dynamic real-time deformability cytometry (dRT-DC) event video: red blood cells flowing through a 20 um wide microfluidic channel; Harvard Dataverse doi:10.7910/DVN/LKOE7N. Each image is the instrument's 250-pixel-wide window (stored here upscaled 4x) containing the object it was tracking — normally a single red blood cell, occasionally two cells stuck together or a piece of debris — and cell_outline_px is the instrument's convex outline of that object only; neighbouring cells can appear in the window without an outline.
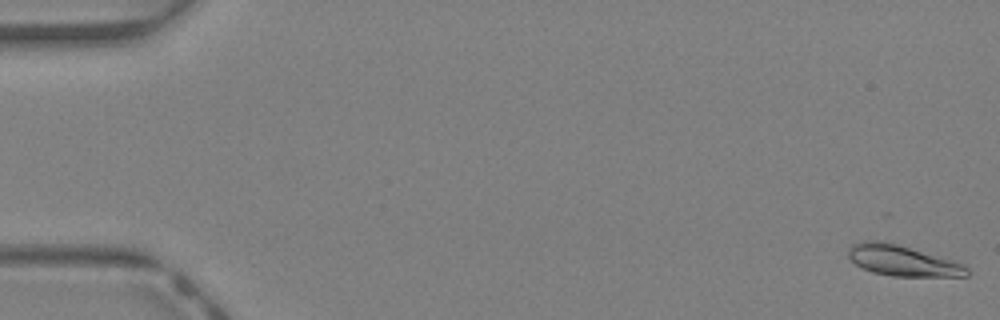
{"species": "Egyptian fruit bat (a non-hibernating species)", "species_latin": "Rousettus aegyptiacus", "temperature_condition": "warm", "stored_images_in_passage": 44, "camera_frame_rate_fps": 3000, "um_per_image_px": 0.085, "animal": {"sex": "female"}, "frame": {"image": 1, "passage_image": 1, "time_ms": 0.0, "image_size_px": [1000, 320], "cell_outline_px": [[968, 276], [892, 276], [872, 272], [856, 264], [848, 256], [848, 248], [852, 244], [864, 240], [884, 240], [956, 260], [964, 264], [968, 268]], "centroid_in_image_um": [76.73, 22.13], "position_along_channel_um": 8.3, "area_um2": 21.5}}
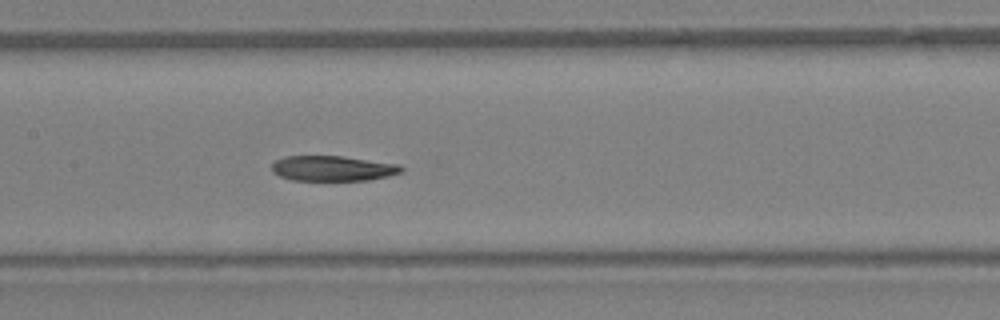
{"frame": {"image": 2, "passage_image": 22, "time_ms": 7.0, "image_size_px": [1000, 320], "cell_outline_px": [[404, 172], [388, 176], [368, 180], [292, 180], [280, 176], [272, 172], [272, 164], [276, 160], [288, 156], [344, 156], [400, 164], [404, 168]], "centroid_in_image_um": [28.33, 14.31], "position_along_channel_um": 179.1, "area_um2": 19.13}}
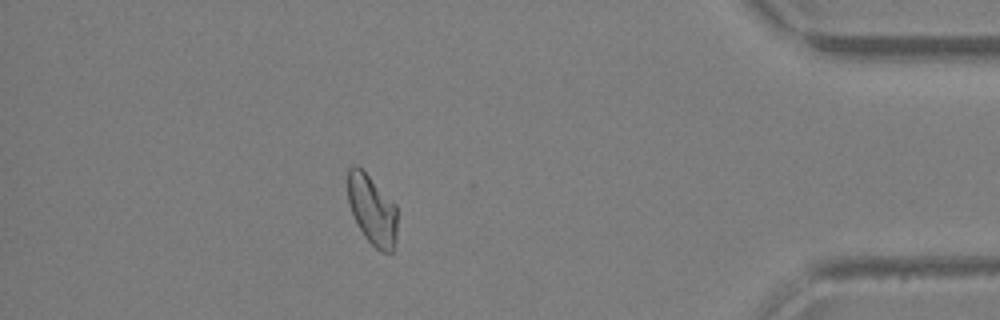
{"frame": {"image": 3, "passage_image": 39, "time_ms": 12.667, "image_size_px": [1000, 320], "cell_outline_px": [[396, 240], [392, 252], [380, 252], [364, 236], [352, 212], [348, 200], [348, 168], [352, 164], [356, 164], [396, 204]], "centroid_in_image_um": [31.64, 17.85], "position_along_channel_um": 403.6, "area_um2": 19.83}}